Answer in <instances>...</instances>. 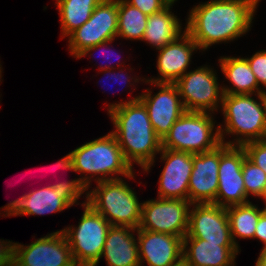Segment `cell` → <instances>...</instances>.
Instances as JSON below:
<instances>
[{
    "mask_svg": "<svg viewBox=\"0 0 266 266\" xmlns=\"http://www.w3.org/2000/svg\"><path fill=\"white\" fill-rule=\"evenodd\" d=\"M242 176L244 179L247 197L256 196L266 199V173L247 157L242 164Z\"/></svg>",
    "mask_w": 266,
    "mask_h": 266,
    "instance_id": "obj_27",
    "label": "cell"
},
{
    "mask_svg": "<svg viewBox=\"0 0 266 266\" xmlns=\"http://www.w3.org/2000/svg\"><path fill=\"white\" fill-rule=\"evenodd\" d=\"M14 243L10 240L4 241V239H0V266H9L14 254Z\"/></svg>",
    "mask_w": 266,
    "mask_h": 266,
    "instance_id": "obj_33",
    "label": "cell"
},
{
    "mask_svg": "<svg viewBox=\"0 0 266 266\" xmlns=\"http://www.w3.org/2000/svg\"><path fill=\"white\" fill-rule=\"evenodd\" d=\"M252 72L255 74L256 81L262 90L266 92V50L257 51L251 57H246Z\"/></svg>",
    "mask_w": 266,
    "mask_h": 266,
    "instance_id": "obj_29",
    "label": "cell"
},
{
    "mask_svg": "<svg viewBox=\"0 0 266 266\" xmlns=\"http://www.w3.org/2000/svg\"><path fill=\"white\" fill-rule=\"evenodd\" d=\"M9 266H31L30 264L24 263L15 253L13 254Z\"/></svg>",
    "mask_w": 266,
    "mask_h": 266,
    "instance_id": "obj_37",
    "label": "cell"
},
{
    "mask_svg": "<svg viewBox=\"0 0 266 266\" xmlns=\"http://www.w3.org/2000/svg\"><path fill=\"white\" fill-rule=\"evenodd\" d=\"M147 22L148 15L124 0H118L117 38L142 41Z\"/></svg>",
    "mask_w": 266,
    "mask_h": 266,
    "instance_id": "obj_26",
    "label": "cell"
},
{
    "mask_svg": "<svg viewBox=\"0 0 266 266\" xmlns=\"http://www.w3.org/2000/svg\"><path fill=\"white\" fill-rule=\"evenodd\" d=\"M200 50L185 31L175 41L168 43L157 52L158 77H150L147 83H175L188 70L194 51Z\"/></svg>",
    "mask_w": 266,
    "mask_h": 266,
    "instance_id": "obj_18",
    "label": "cell"
},
{
    "mask_svg": "<svg viewBox=\"0 0 266 266\" xmlns=\"http://www.w3.org/2000/svg\"><path fill=\"white\" fill-rule=\"evenodd\" d=\"M1 66H2V65L0 64V82H1V80H2L1 78H2V69H3Z\"/></svg>",
    "mask_w": 266,
    "mask_h": 266,
    "instance_id": "obj_40",
    "label": "cell"
},
{
    "mask_svg": "<svg viewBox=\"0 0 266 266\" xmlns=\"http://www.w3.org/2000/svg\"><path fill=\"white\" fill-rule=\"evenodd\" d=\"M242 147L247 158L266 173V139L249 142Z\"/></svg>",
    "mask_w": 266,
    "mask_h": 266,
    "instance_id": "obj_28",
    "label": "cell"
},
{
    "mask_svg": "<svg viewBox=\"0 0 266 266\" xmlns=\"http://www.w3.org/2000/svg\"><path fill=\"white\" fill-rule=\"evenodd\" d=\"M176 1L178 0H173L162 11L148 16L142 41L151 47L153 46L152 48H155V50L175 41L185 32V27L182 31V23L177 18L178 16L170 11Z\"/></svg>",
    "mask_w": 266,
    "mask_h": 266,
    "instance_id": "obj_23",
    "label": "cell"
},
{
    "mask_svg": "<svg viewBox=\"0 0 266 266\" xmlns=\"http://www.w3.org/2000/svg\"><path fill=\"white\" fill-rule=\"evenodd\" d=\"M219 67L232 87L222 86L224 94H266L259 87L245 57L221 56Z\"/></svg>",
    "mask_w": 266,
    "mask_h": 266,
    "instance_id": "obj_22",
    "label": "cell"
},
{
    "mask_svg": "<svg viewBox=\"0 0 266 266\" xmlns=\"http://www.w3.org/2000/svg\"><path fill=\"white\" fill-rule=\"evenodd\" d=\"M261 0H210L189 10L185 31L201 51L226 43L251 30Z\"/></svg>",
    "mask_w": 266,
    "mask_h": 266,
    "instance_id": "obj_1",
    "label": "cell"
},
{
    "mask_svg": "<svg viewBox=\"0 0 266 266\" xmlns=\"http://www.w3.org/2000/svg\"><path fill=\"white\" fill-rule=\"evenodd\" d=\"M236 246H220L204 239L183 238V259L189 266H235Z\"/></svg>",
    "mask_w": 266,
    "mask_h": 266,
    "instance_id": "obj_21",
    "label": "cell"
},
{
    "mask_svg": "<svg viewBox=\"0 0 266 266\" xmlns=\"http://www.w3.org/2000/svg\"><path fill=\"white\" fill-rule=\"evenodd\" d=\"M230 223L231 238L237 249L241 250L236 238L254 239L256 226L260 215L265 211V207L258 208L252 202L226 207Z\"/></svg>",
    "mask_w": 266,
    "mask_h": 266,
    "instance_id": "obj_24",
    "label": "cell"
},
{
    "mask_svg": "<svg viewBox=\"0 0 266 266\" xmlns=\"http://www.w3.org/2000/svg\"><path fill=\"white\" fill-rule=\"evenodd\" d=\"M133 7L138 8L146 15L158 13L166 8L173 0H124Z\"/></svg>",
    "mask_w": 266,
    "mask_h": 266,
    "instance_id": "obj_30",
    "label": "cell"
},
{
    "mask_svg": "<svg viewBox=\"0 0 266 266\" xmlns=\"http://www.w3.org/2000/svg\"><path fill=\"white\" fill-rule=\"evenodd\" d=\"M159 91L152 95L147 88L139 100L148 111L149 119L156 134L163 139L176 120L186 111L175 83H149ZM146 92V93H145Z\"/></svg>",
    "mask_w": 266,
    "mask_h": 266,
    "instance_id": "obj_13",
    "label": "cell"
},
{
    "mask_svg": "<svg viewBox=\"0 0 266 266\" xmlns=\"http://www.w3.org/2000/svg\"><path fill=\"white\" fill-rule=\"evenodd\" d=\"M139 97L110 103L107 112L115 128L111 133L117 139L125 159L132 167L137 163L146 173L150 172L156 155L162 150V139L154 131L148 111Z\"/></svg>",
    "mask_w": 266,
    "mask_h": 266,
    "instance_id": "obj_2",
    "label": "cell"
},
{
    "mask_svg": "<svg viewBox=\"0 0 266 266\" xmlns=\"http://www.w3.org/2000/svg\"><path fill=\"white\" fill-rule=\"evenodd\" d=\"M113 41H115V40H109V41H106V42H103V43H100V44H97V45H95V46H92V47H88V48H86V49H84L82 52H80L77 56H76V59H79V58H83L84 56H87L89 53H90V55H92V51H96V50H99V49H101V48H105L104 50L103 49H101L102 50V54H103V56L106 58V60L107 61H109L110 63L112 62L111 61V59H109V57L107 56V54H105L106 53V51L108 52V51H113L112 49H109V48H112L111 47V45H109V44H112V42ZM114 52V51H113ZM116 53V52H115ZM118 54V53H117ZM109 55H114V54H112V52L109 54ZM120 54H118L117 56H119ZM111 57V56H110ZM120 59L119 60H121L122 58L121 57H119ZM123 63H121L120 64V62L119 61H117V68H119V67H126L125 66V64H123V66H121ZM100 66V70H99V72L101 71V70H105V69H116V67H113V66H115V64L114 65H111V64H109L108 65V63L105 65H99Z\"/></svg>",
    "mask_w": 266,
    "mask_h": 266,
    "instance_id": "obj_31",
    "label": "cell"
},
{
    "mask_svg": "<svg viewBox=\"0 0 266 266\" xmlns=\"http://www.w3.org/2000/svg\"><path fill=\"white\" fill-rule=\"evenodd\" d=\"M16 201H17V199L14 200V201H10V202H9L8 204H6L4 207L2 206L1 209H4V210H2L3 215L6 214V213L12 208L13 203H15Z\"/></svg>",
    "mask_w": 266,
    "mask_h": 266,
    "instance_id": "obj_38",
    "label": "cell"
},
{
    "mask_svg": "<svg viewBox=\"0 0 266 266\" xmlns=\"http://www.w3.org/2000/svg\"><path fill=\"white\" fill-rule=\"evenodd\" d=\"M170 266H189L184 259H181L180 261H178L177 263L170 265Z\"/></svg>",
    "mask_w": 266,
    "mask_h": 266,
    "instance_id": "obj_39",
    "label": "cell"
},
{
    "mask_svg": "<svg viewBox=\"0 0 266 266\" xmlns=\"http://www.w3.org/2000/svg\"><path fill=\"white\" fill-rule=\"evenodd\" d=\"M71 154L74 170L80 174L78 180L86 190L92 188L90 185L94 180L97 183L122 179L123 176L135 180L133 167L125 159L117 139L111 132L82 144L71 151Z\"/></svg>",
    "mask_w": 266,
    "mask_h": 266,
    "instance_id": "obj_3",
    "label": "cell"
},
{
    "mask_svg": "<svg viewBox=\"0 0 266 266\" xmlns=\"http://www.w3.org/2000/svg\"><path fill=\"white\" fill-rule=\"evenodd\" d=\"M117 69L119 70L118 73H116L113 69H111V70L110 69H105V70H101V72H103V74H105L107 76V78H109L111 80H113V79H114V81L119 80L117 82L121 81V82H124V84H128L129 88L132 85L135 86L136 85L135 83H139V81L145 82V80H146V78H143V77H142V79L140 77H138V76L136 78L131 77L130 75H128V73H126V71L124 70V67L123 68L122 67L121 68H117ZM123 71L125 72V74H124Z\"/></svg>",
    "mask_w": 266,
    "mask_h": 266,
    "instance_id": "obj_32",
    "label": "cell"
},
{
    "mask_svg": "<svg viewBox=\"0 0 266 266\" xmlns=\"http://www.w3.org/2000/svg\"><path fill=\"white\" fill-rule=\"evenodd\" d=\"M264 203H265V204H264V205H265L264 207H265V210H266V199L264 200Z\"/></svg>",
    "mask_w": 266,
    "mask_h": 266,
    "instance_id": "obj_41",
    "label": "cell"
},
{
    "mask_svg": "<svg viewBox=\"0 0 266 266\" xmlns=\"http://www.w3.org/2000/svg\"><path fill=\"white\" fill-rule=\"evenodd\" d=\"M14 253L31 266H77L61 230L38 238L29 245L24 246L16 242Z\"/></svg>",
    "mask_w": 266,
    "mask_h": 266,
    "instance_id": "obj_15",
    "label": "cell"
},
{
    "mask_svg": "<svg viewBox=\"0 0 266 266\" xmlns=\"http://www.w3.org/2000/svg\"><path fill=\"white\" fill-rule=\"evenodd\" d=\"M215 123L212 113L185 111L162 139V148L192 154L213 150L221 144Z\"/></svg>",
    "mask_w": 266,
    "mask_h": 266,
    "instance_id": "obj_6",
    "label": "cell"
},
{
    "mask_svg": "<svg viewBox=\"0 0 266 266\" xmlns=\"http://www.w3.org/2000/svg\"><path fill=\"white\" fill-rule=\"evenodd\" d=\"M134 232L130 226L111 225L101 254L107 266H141Z\"/></svg>",
    "mask_w": 266,
    "mask_h": 266,
    "instance_id": "obj_20",
    "label": "cell"
},
{
    "mask_svg": "<svg viewBox=\"0 0 266 266\" xmlns=\"http://www.w3.org/2000/svg\"><path fill=\"white\" fill-rule=\"evenodd\" d=\"M85 194V202L111 225L139 227L142 202L123 178L97 182V186Z\"/></svg>",
    "mask_w": 266,
    "mask_h": 266,
    "instance_id": "obj_5",
    "label": "cell"
},
{
    "mask_svg": "<svg viewBox=\"0 0 266 266\" xmlns=\"http://www.w3.org/2000/svg\"><path fill=\"white\" fill-rule=\"evenodd\" d=\"M140 265L170 266L183 259V238L168 233L136 229Z\"/></svg>",
    "mask_w": 266,
    "mask_h": 266,
    "instance_id": "obj_19",
    "label": "cell"
},
{
    "mask_svg": "<svg viewBox=\"0 0 266 266\" xmlns=\"http://www.w3.org/2000/svg\"><path fill=\"white\" fill-rule=\"evenodd\" d=\"M103 0H56L60 15L61 38L68 37L73 31L88 21L94 9Z\"/></svg>",
    "mask_w": 266,
    "mask_h": 266,
    "instance_id": "obj_25",
    "label": "cell"
},
{
    "mask_svg": "<svg viewBox=\"0 0 266 266\" xmlns=\"http://www.w3.org/2000/svg\"><path fill=\"white\" fill-rule=\"evenodd\" d=\"M87 190L78 178L64 180L43 188L24 193L13 203L5 217L21 215H45L62 212L65 209L79 205L77 201Z\"/></svg>",
    "mask_w": 266,
    "mask_h": 266,
    "instance_id": "obj_8",
    "label": "cell"
},
{
    "mask_svg": "<svg viewBox=\"0 0 266 266\" xmlns=\"http://www.w3.org/2000/svg\"><path fill=\"white\" fill-rule=\"evenodd\" d=\"M118 0H103L94 9L90 19L73 31L68 38L71 56L88 47L115 40L118 31Z\"/></svg>",
    "mask_w": 266,
    "mask_h": 266,
    "instance_id": "obj_11",
    "label": "cell"
},
{
    "mask_svg": "<svg viewBox=\"0 0 266 266\" xmlns=\"http://www.w3.org/2000/svg\"><path fill=\"white\" fill-rule=\"evenodd\" d=\"M160 160L165 165L158 181V198L188 200L193 154L162 148Z\"/></svg>",
    "mask_w": 266,
    "mask_h": 266,
    "instance_id": "obj_16",
    "label": "cell"
},
{
    "mask_svg": "<svg viewBox=\"0 0 266 266\" xmlns=\"http://www.w3.org/2000/svg\"><path fill=\"white\" fill-rule=\"evenodd\" d=\"M77 227L71 225L61 231L71 248L77 266H97L111 224L85 201Z\"/></svg>",
    "mask_w": 266,
    "mask_h": 266,
    "instance_id": "obj_7",
    "label": "cell"
},
{
    "mask_svg": "<svg viewBox=\"0 0 266 266\" xmlns=\"http://www.w3.org/2000/svg\"><path fill=\"white\" fill-rule=\"evenodd\" d=\"M216 71L208 65L187 71L175 84L186 111H218L223 100V89ZM220 103V104H219Z\"/></svg>",
    "mask_w": 266,
    "mask_h": 266,
    "instance_id": "obj_9",
    "label": "cell"
},
{
    "mask_svg": "<svg viewBox=\"0 0 266 266\" xmlns=\"http://www.w3.org/2000/svg\"><path fill=\"white\" fill-rule=\"evenodd\" d=\"M254 96L257 98L252 97V94L223 95L220 108L224 116V126L222 124L218 125L221 143L229 146H243L246 143L264 139L266 132V94H256ZM227 134L234 136V139L225 141L224 137Z\"/></svg>",
    "mask_w": 266,
    "mask_h": 266,
    "instance_id": "obj_4",
    "label": "cell"
},
{
    "mask_svg": "<svg viewBox=\"0 0 266 266\" xmlns=\"http://www.w3.org/2000/svg\"><path fill=\"white\" fill-rule=\"evenodd\" d=\"M188 230L184 238L204 239L220 246H235L225 207L213 203L191 204Z\"/></svg>",
    "mask_w": 266,
    "mask_h": 266,
    "instance_id": "obj_14",
    "label": "cell"
},
{
    "mask_svg": "<svg viewBox=\"0 0 266 266\" xmlns=\"http://www.w3.org/2000/svg\"><path fill=\"white\" fill-rule=\"evenodd\" d=\"M255 266H266V248H262Z\"/></svg>",
    "mask_w": 266,
    "mask_h": 266,
    "instance_id": "obj_36",
    "label": "cell"
},
{
    "mask_svg": "<svg viewBox=\"0 0 266 266\" xmlns=\"http://www.w3.org/2000/svg\"><path fill=\"white\" fill-rule=\"evenodd\" d=\"M189 200L156 198L142 202L139 229L184 238L188 230Z\"/></svg>",
    "mask_w": 266,
    "mask_h": 266,
    "instance_id": "obj_10",
    "label": "cell"
},
{
    "mask_svg": "<svg viewBox=\"0 0 266 266\" xmlns=\"http://www.w3.org/2000/svg\"><path fill=\"white\" fill-rule=\"evenodd\" d=\"M220 145L215 149L193 154V168L188 186L191 204L214 203L218 190Z\"/></svg>",
    "mask_w": 266,
    "mask_h": 266,
    "instance_id": "obj_17",
    "label": "cell"
},
{
    "mask_svg": "<svg viewBox=\"0 0 266 266\" xmlns=\"http://www.w3.org/2000/svg\"><path fill=\"white\" fill-rule=\"evenodd\" d=\"M246 157L242 146L220 144L219 185L213 204L226 208L250 202L242 176V164Z\"/></svg>",
    "mask_w": 266,
    "mask_h": 266,
    "instance_id": "obj_12",
    "label": "cell"
},
{
    "mask_svg": "<svg viewBox=\"0 0 266 266\" xmlns=\"http://www.w3.org/2000/svg\"><path fill=\"white\" fill-rule=\"evenodd\" d=\"M254 239H259L264 244L262 248H266V210L260 215Z\"/></svg>",
    "mask_w": 266,
    "mask_h": 266,
    "instance_id": "obj_34",
    "label": "cell"
},
{
    "mask_svg": "<svg viewBox=\"0 0 266 266\" xmlns=\"http://www.w3.org/2000/svg\"><path fill=\"white\" fill-rule=\"evenodd\" d=\"M51 167V166H50ZM53 168H61V169H66V170H70V171H74V164H73V156L70 153H68L67 155H65L63 158H61V160H59L58 162H56V164L52 166Z\"/></svg>",
    "mask_w": 266,
    "mask_h": 266,
    "instance_id": "obj_35",
    "label": "cell"
}]
</instances>
